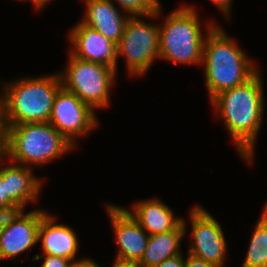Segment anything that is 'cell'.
Returning <instances> with one entry per match:
<instances>
[{
    "label": "cell",
    "instance_id": "cell-6",
    "mask_svg": "<svg viewBox=\"0 0 267 267\" xmlns=\"http://www.w3.org/2000/svg\"><path fill=\"white\" fill-rule=\"evenodd\" d=\"M68 55L67 69L58 72L62 87L77 95L94 111L107 108L111 103L110 92L117 80V71L102 63Z\"/></svg>",
    "mask_w": 267,
    "mask_h": 267
},
{
    "label": "cell",
    "instance_id": "cell-23",
    "mask_svg": "<svg viewBox=\"0 0 267 267\" xmlns=\"http://www.w3.org/2000/svg\"><path fill=\"white\" fill-rule=\"evenodd\" d=\"M184 267H219V266L187 253Z\"/></svg>",
    "mask_w": 267,
    "mask_h": 267
},
{
    "label": "cell",
    "instance_id": "cell-4",
    "mask_svg": "<svg viewBox=\"0 0 267 267\" xmlns=\"http://www.w3.org/2000/svg\"><path fill=\"white\" fill-rule=\"evenodd\" d=\"M209 22L201 27L195 6L185 4L168 14L159 25V60L175 64L201 65L207 33L217 24ZM206 34H205V33Z\"/></svg>",
    "mask_w": 267,
    "mask_h": 267
},
{
    "label": "cell",
    "instance_id": "cell-10",
    "mask_svg": "<svg viewBox=\"0 0 267 267\" xmlns=\"http://www.w3.org/2000/svg\"><path fill=\"white\" fill-rule=\"evenodd\" d=\"M69 30L71 55L84 61L105 64L118 71L116 43L81 21Z\"/></svg>",
    "mask_w": 267,
    "mask_h": 267
},
{
    "label": "cell",
    "instance_id": "cell-12",
    "mask_svg": "<svg viewBox=\"0 0 267 267\" xmlns=\"http://www.w3.org/2000/svg\"><path fill=\"white\" fill-rule=\"evenodd\" d=\"M47 210L22 212L9 226L0 230V260L16 257L38 244V229Z\"/></svg>",
    "mask_w": 267,
    "mask_h": 267
},
{
    "label": "cell",
    "instance_id": "cell-3",
    "mask_svg": "<svg viewBox=\"0 0 267 267\" xmlns=\"http://www.w3.org/2000/svg\"><path fill=\"white\" fill-rule=\"evenodd\" d=\"M0 103L9 125L49 122L54 98L62 87L60 75L23 77L4 83ZM3 93V94H2ZM2 94V95H1Z\"/></svg>",
    "mask_w": 267,
    "mask_h": 267
},
{
    "label": "cell",
    "instance_id": "cell-17",
    "mask_svg": "<svg viewBox=\"0 0 267 267\" xmlns=\"http://www.w3.org/2000/svg\"><path fill=\"white\" fill-rule=\"evenodd\" d=\"M187 221L182 223L172 231L150 235L147 247L139 261L142 267H155L164 260L182 254L181 241L187 236Z\"/></svg>",
    "mask_w": 267,
    "mask_h": 267
},
{
    "label": "cell",
    "instance_id": "cell-16",
    "mask_svg": "<svg viewBox=\"0 0 267 267\" xmlns=\"http://www.w3.org/2000/svg\"><path fill=\"white\" fill-rule=\"evenodd\" d=\"M0 162L4 163L3 160ZM8 163L4 167L0 166V175L6 180L7 194L17 205L25 208L27 204L39 199L43 185L42 178L36 177L30 167L11 161Z\"/></svg>",
    "mask_w": 267,
    "mask_h": 267
},
{
    "label": "cell",
    "instance_id": "cell-22",
    "mask_svg": "<svg viewBox=\"0 0 267 267\" xmlns=\"http://www.w3.org/2000/svg\"><path fill=\"white\" fill-rule=\"evenodd\" d=\"M44 257V260L41 264V267H70V263L72 260L60 257L53 256L48 254H36L33 256V260L38 261Z\"/></svg>",
    "mask_w": 267,
    "mask_h": 267
},
{
    "label": "cell",
    "instance_id": "cell-7",
    "mask_svg": "<svg viewBox=\"0 0 267 267\" xmlns=\"http://www.w3.org/2000/svg\"><path fill=\"white\" fill-rule=\"evenodd\" d=\"M124 57L128 75H145L159 59V25L142 16L129 17L117 44V60Z\"/></svg>",
    "mask_w": 267,
    "mask_h": 267
},
{
    "label": "cell",
    "instance_id": "cell-13",
    "mask_svg": "<svg viewBox=\"0 0 267 267\" xmlns=\"http://www.w3.org/2000/svg\"><path fill=\"white\" fill-rule=\"evenodd\" d=\"M56 219L49 212L41 219L38 229V243L41 242L42 254L77 260L80 244L77 234L67 224H58Z\"/></svg>",
    "mask_w": 267,
    "mask_h": 267
},
{
    "label": "cell",
    "instance_id": "cell-9",
    "mask_svg": "<svg viewBox=\"0 0 267 267\" xmlns=\"http://www.w3.org/2000/svg\"><path fill=\"white\" fill-rule=\"evenodd\" d=\"M189 211L192 239L187 253L224 267L228 246L221 224L200 205L191 207Z\"/></svg>",
    "mask_w": 267,
    "mask_h": 267
},
{
    "label": "cell",
    "instance_id": "cell-19",
    "mask_svg": "<svg viewBox=\"0 0 267 267\" xmlns=\"http://www.w3.org/2000/svg\"><path fill=\"white\" fill-rule=\"evenodd\" d=\"M119 9L130 17L142 16L147 19H158L161 15L160 0H111ZM116 2V3H115Z\"/></svg>",
    "mask_w": 267,
    "mask_h": 267
},
{
    "label": "cell",
    "instance_id": "cell-26",
    "mask_svg": "<svg viewBox=\"0 0 267 267\" xmlns=\"http://www.w3.org/2000/svg\"><path fill=\"white\" fill-rule=\"evenodd\" d=\"M184 264H185L184 255L179 254L177 256L164 260L155 267H184Z\"/></svg>",
    "mask_w": 267,
    "mask_h": 267
},
{
    "label": "cell",
    "instance_id": "cell-8",
    "mask_svg": "<svg viewBox=\"0 0 267 267\" xmlns=\"http://www.w3.org/2000/svg\"><path fill=\"white\" fill-rule=\"evenodd\" d=\"M49 122L75 148H78L76 139L79 136H87L99 124L96 111L63 87L58 90L54 98Z\"/></svg>",
    "mask_w": 267,
    "mask_h": 267
},
{
    "label": "cell",
    "instance_id": "cell-1",
    "mask_svg": "<svg viewBox=\"0 0 267 267\" xmlns=\"http://www.w3.org/2000/svg\"><path fill=\"white\" fill-rule=\"evenodd\" d=\"M258 70L245 83L225 90L212 100V107L226 129L240 156L253 163L256 139L265 114L264 84Z\"/></svg>",
    "mask_w": 267,
    "mask_h": 267
},
{
    "label": "cell",
    "instance_id": "cell-30",
    "mask_svg": "<svg viewBox=\"0 0 267 267\" xmlns=\"http://www.w3.org/2000/svg\"><path fill=\"white\" fill-rule=\"evenodd\" d=\"M261 216L265 219V221H267V202L263 207V210L261 212Z\"/></svg>",
    "mask_w": 267,
    "mask_h": 267
},
{
    "label": "cell",
    "instance_id": "cell-21",
    "mask_svg": "<svg viewBox=\"0 0 267 267\" xmlns=\"http://www.w3.org/2000/svg\"><path fill=\"white\" fill-rule=\"evenodd\" d=\"M24 210L25 208L19 205L14 207L0 206V230L12 224Z\"/></svg>",
    "mask_w": 267,
    "mask_h": 267
},
{
    "label": "cell",
    "instance_id": "cell-24",
    "mask_svg": "<svg viewBox=\"0 0 267 267\" xmlns=\"http://www.w3.org/2000/svg\"><path fill=\"white\" fill-rule=\"evenodd\" d=\"M17 204L8 196L6 188V180L0 175V206L14 207Z\"/></svg>",
    "mask_w": 267,
    "mask_h": 267
},
{
    "label": "cell",
    "instance_id": "cell-2",
    "mask_svg": "<svg viewBox=\"0 0 267 267\" xmlns=\"http://www.w3.org/2000/svg\"><path fill=\"white\" fill-rule=\"evenodd\" d=\"M217 23L203 46L202 67L210 101L219 93L249 80L259 68Z\"/></svg>",
    "mask_w": 267,
    "mask_h": 267
},
{
    "label": "cell",
    "instance_id": "cell-31",
    "mask_svg": "<svg viewBox=\"0 0 267 267\" xmlns=\"http://www.w3.org/2000/svg\"><path fill=\"white\" fill-rule=\"evenodd\" d=\"M18 1H22V2H24V1H30L34 5L35 10L37 9V0H18Z\"/></svg>",
    "mask_w": 267,
    "mask_h": 267
},
{
    "label": "cell",
    "instance_id": "cell-15",
    "mask_svg": "<svg viewBox=\"0 0 267 267\" xmlns=\"http://www.w3.org/2000/svg\"><path fill=\"white\" fill-rule=\"evenodd\" d=\"M125 209L149 235L175 230L183 221L159 198L136 201L132 204V210Z\"/></svg>",
    "mask_w": 267,
    "mask_h": 267
},
{
    "label": "cell",
    "instance_id": "cell-11",
    "mask_svg": "<svg viewBox=\"0 0 267 267\" xmlns=\"http://www.w3.org/2000/svg\"><path fill=\"white\" fill-rule=\"evenodd\" d=\"M107 215L113 226L117 258L140 261L147 247L149 234L138 224L125 207L107 204Z\"/></svg>",
    "mask_w": 267,
    "mask_h": 267
},
{
    "label": "cell",
    "instance_id": "cell-18",
    "mask_svg": "<svg viewBox=\"0 0 267 267\" xmlns=\"http://www.w3.org/2000/svg\"><path fill=\"white\" fill-rule=\"evenodd\" d=\"M242 267H267V221L260 215Z\"/></svg>",
    "mask_w": 267,
    "mask_h": 267
},
{
    "label": "cell",
    "instance_id": "cell-25",
    "mask_svg": "<svg viewBox=\"0 0 267 267\" xmlns=\"http://www.w3.org/2000/svg\"><path fill=\"white\" fill-rule=\"evenodd\" d=\"M213 3V5H215L217 7V9H219L221 11V13L223 14V16L226 19H230V17H232V0H209Z\"/></svg>",
    "mask_w": 267,
    "mask_h": 267
},
{
    "label": "cell",
    "instance_id": "cell-14",
    "mask_svg": "<svg viewBox=\"0 0 267 267\" xmlns=\"http://www.w3.org/2000/svg\"><path fill=\"white\" fill-rule=\"evenodd\" d=\"M83 2L86 5L85 15L80 21L118 44L130 16L123 14V11H120L111 0H84Z\"/></svg>",
    "mask_w": 267,
    "mask_h": 267
},
{
    "label": "cell",
    "instance_id": "cell-20",
    "mask_svg": "<svg viewBox=\"0 0 267 267\" xmlns=\"http://www.w3.org/2000/svg\"><path fill=\"white\" fill-rule=\"evenodd\" d=\"M9 124L4 109L0 103V161L5 160L8 155Z\"/></svg>",
    "mask_w": 267,
    "mask_h": 267
},
{
    "label": "cell",
    "instance_id": "cell-28",
    "mask_svg": "<svg viewBox=\"0 0 267 267\" xmlns=\"http://www.w3.org/2000/svg\"><path fill=\"white\" fill-rule=\"evenodd\" d=\"M112 267H142L137 260L115 257Z\"/></svg>",
    "mask_w": 267,
    "mask_h": 267
},
{
    "label": "cell",
    "instance_id": "cell-27",
    "mask_svg": "<svg viewBox=\"0 0 267 267\" xmlns=\"http://www.w3.org/2000/svg\"><path fill=\"white\" fill-rule=\"evenodd\" d=\"M70 267H101L96 263L92 258H82L77 260H72L70 263Z\"/></svg>",
    "mask_w": 267,
    "mask_h": 267
},
{
    "label": "cell",
    "instance_id": "cell-5",
    "mask_svg": "<svg viewBox=\"0 0 267 267\" xmlns=\"http://www.w3.org/2000/svg\"><path fill=\"white\" fill-rule=\"evenodd\" d=\"M76 149L50 122L9 125L5 163L40 167Z\"/></svg>",
    "mask_w": 267,
    "mask_h": 267
},
{
    "label": "cell",
    "instance_id": "cell-29",
    "mask_svg": "<svg viewBox=\"0 0 267 267\" xmlns=\"http://www.w3.org/2000/svg\"><path fill=\"white\" fill-rule=\"evenodd\" d=\"M50 2V0H37V9L41 10Z\"/></svg>",
    "mask_w": 267,
    "mask_h": 267
}]
</instances>
